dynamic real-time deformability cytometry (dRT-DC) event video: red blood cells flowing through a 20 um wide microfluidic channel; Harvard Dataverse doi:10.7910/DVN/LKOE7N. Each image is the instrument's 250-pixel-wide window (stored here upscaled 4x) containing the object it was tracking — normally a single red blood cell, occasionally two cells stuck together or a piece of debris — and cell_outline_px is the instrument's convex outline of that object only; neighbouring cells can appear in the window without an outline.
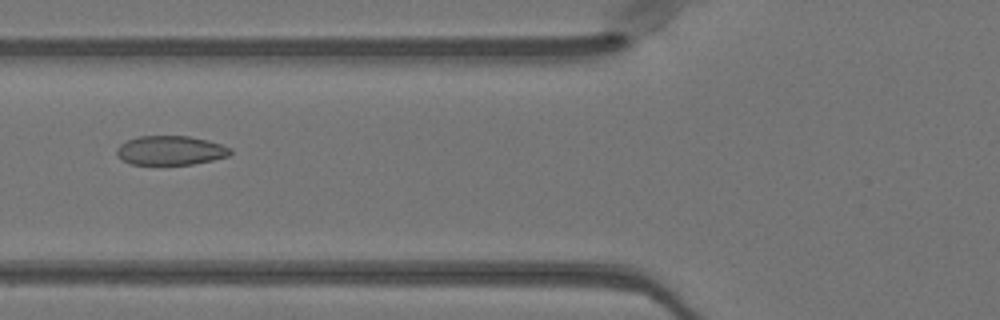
{"species": "Egyptian fruit bat (a non-hibernating species)", "species_latin": "Rousettus aegyptiacus", "temperature_condition": "warm", "stored_images_in_passage": 50, "camera_frame_rate_fps": 3000, "um_per_image_px": 0.085, "animal": {"sex": "female"}, "frame": {"image": 1, "passage_image": 20, "time_ms": 6.333, "image_size_px": [1000, 320], "cell_outline_px": [[232, 152], [228, 156], [212, 160], [192, 164], [132, 164], [116, 156], [116, 148], [120, 144], [136, 136], [188, 136], [208, 140], [232, 148]], "centroid_in_image_um": [14.49, 12.78], "position_along_channel_um": 111.3, "area_um2": 19.31}}
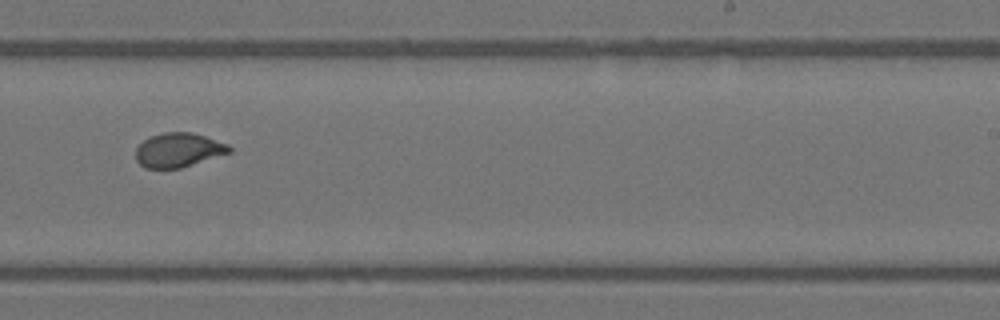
{"frame": {"image": 2, "passage_image": 32, "time_ms": 10.333, "image_size_px": [1000, 320], "cell_outline_px": [[232, 152], [180, 168], [144, 168], [136, 160], [136, 148], [144, 140], [152, 136], [164, 132], [192, 132], [228, 144], [232, 148]], "centroid_in_image_um": [15.17, 12.75], "position_along_channel_um": 273.8, "area_um2": 18.55}}
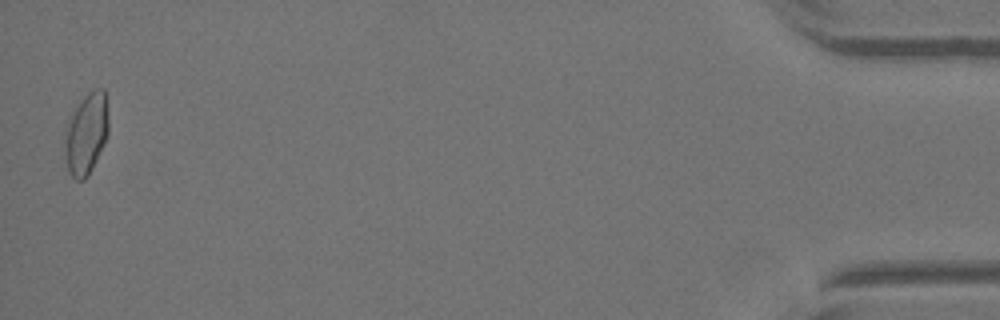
{"frame": {"image": 3, "passage_image": 50, "time_ms": 16.333, "image_size_px": [1000, 320], "cell_outline_px": [[108, 132], [104, 144], [88, 176], [84, 180], [76, 180], [68, 172], [64, 152], [64, 124], [68, 116], [76, 104], [88, 92], [96, 88], [104, 88], [108, 116]], "centroid_in_image_um": [7.29, 11.34], "position_along_channel_um": 427.9, "area_um2": 21.33}, "authors_computed_cell_mechanics": {"area_um2": 19.3919, "velocity_mm_per_s": 4.0635, "shape_relaxation_time_tau1_ms": 3.8264, "shape_relaxation_time_tau2_ms": null, "deformation_change_tau1": 0.1595, "deformation_change_tau2": null}}